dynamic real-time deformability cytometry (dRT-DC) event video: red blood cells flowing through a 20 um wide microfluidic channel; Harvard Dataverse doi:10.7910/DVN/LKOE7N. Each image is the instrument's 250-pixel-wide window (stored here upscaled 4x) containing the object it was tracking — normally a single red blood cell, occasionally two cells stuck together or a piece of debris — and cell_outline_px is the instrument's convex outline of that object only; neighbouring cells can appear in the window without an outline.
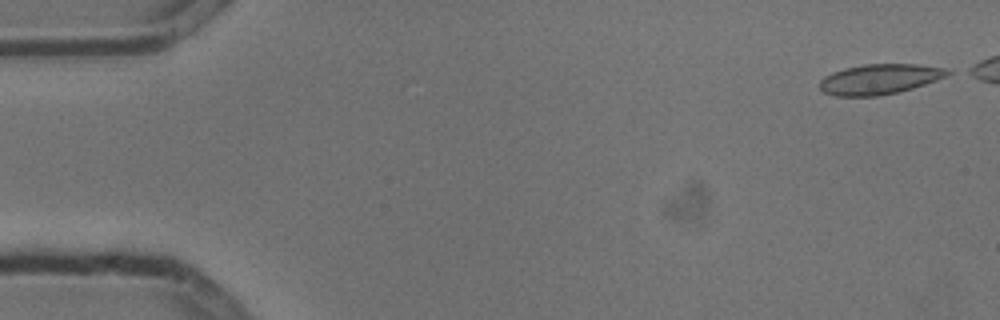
{"species": "common noctule bat (a hibernating species)", "species_latin": "Nyctalus noctula", "temperature_condition": "cold", "stored_images_in_passage": 7, "segment_of_instrument_passage": [1, 2], "camera_frame_rate_fps": 3000, "um_per_image_px": 0.085, "animal": {"sex": "male", "body_mass_g": 13.3}, "frame": {"image": 1, "passage_image": 1, "time_ms": 0.0, "image_size_px": [1000, 320], "cell_outline_px": [[956, 72], [948, 76], [912, 88], [896, 92], [876, 96], [836, 96], [824, 92], [820, 88], [820, 80], [824, 76], [832, 72], [844, 68], [864, 64], [916, 64], [948, 68]], "centroid_in_image_um": [74.8, 6.71], "position_along_channel_um": 10.2, "area_um2": 22.6}}
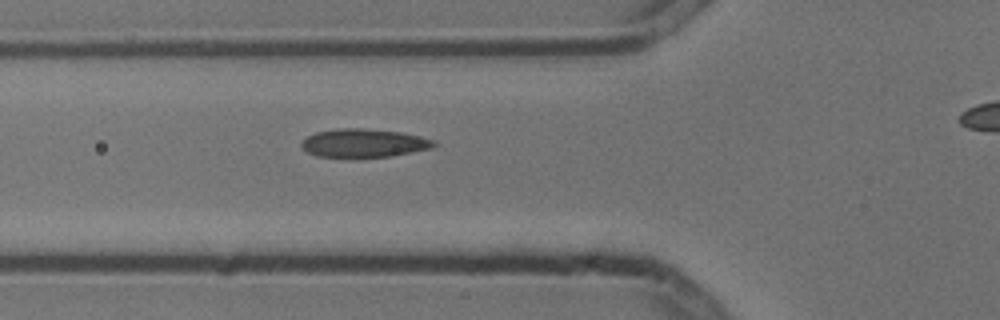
{"frame": {"image": 2, "passage_image": 6, "time_ms": 1.667, "image_size_px": [1000, 320], "cell_outline_px": [[440, 144], [432, 148], [392, 156], [356, 160], [316, 156], [308, 152], [300, 144], [300, 140], [316, 132], [336, 128], [364, 128], [400, 132], [420, 136], [436, 140]], "centroid_in_image_um": [30.93, 12.2], "position_along_channel_um": 94.9, "area_um2": 22.95}}